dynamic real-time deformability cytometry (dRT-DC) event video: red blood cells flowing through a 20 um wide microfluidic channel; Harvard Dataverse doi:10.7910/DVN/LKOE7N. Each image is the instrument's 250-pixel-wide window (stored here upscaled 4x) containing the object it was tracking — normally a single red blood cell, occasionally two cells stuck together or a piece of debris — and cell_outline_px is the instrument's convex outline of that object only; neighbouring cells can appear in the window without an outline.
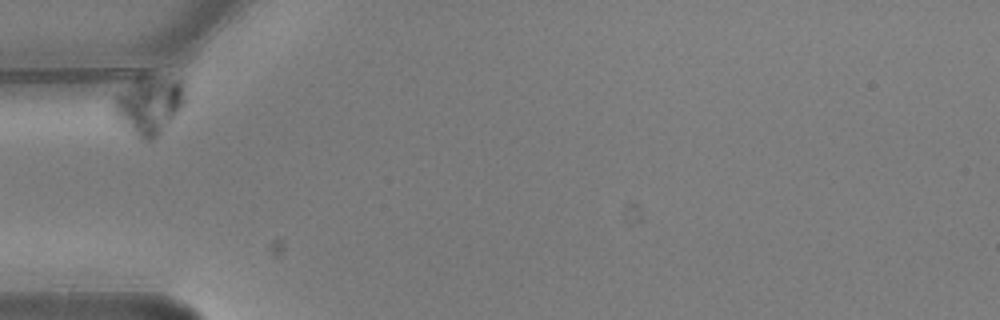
{"species": "common noctule bat (a hibernating species)", "species_latin": "Nyctalus noctula", "temperature_condition": "warm", "stored_images_in_passage": 1, "camera_frame_rate_fps": 3000, "um_per_image_px": 0.085, "animal": {"sex": "male", "body_mass_g": 20.5, "forearm_length_mm": 52.5}, "frame": {"image": 1, "passage_image": 1, "time_ms": 0.0, "image_size_px": [1000, 320], "cell_outline_px": [[184, 100], [160, 132], [152, 140], [140, 140], [116, 120], [112, 100], [140, 72], [144, 72], [180, 80], [184, 96]], "centroid_in_image_um": [12.57, 8.87], "position_along_channel_um": 72.4, "area_um2": 24.04}}